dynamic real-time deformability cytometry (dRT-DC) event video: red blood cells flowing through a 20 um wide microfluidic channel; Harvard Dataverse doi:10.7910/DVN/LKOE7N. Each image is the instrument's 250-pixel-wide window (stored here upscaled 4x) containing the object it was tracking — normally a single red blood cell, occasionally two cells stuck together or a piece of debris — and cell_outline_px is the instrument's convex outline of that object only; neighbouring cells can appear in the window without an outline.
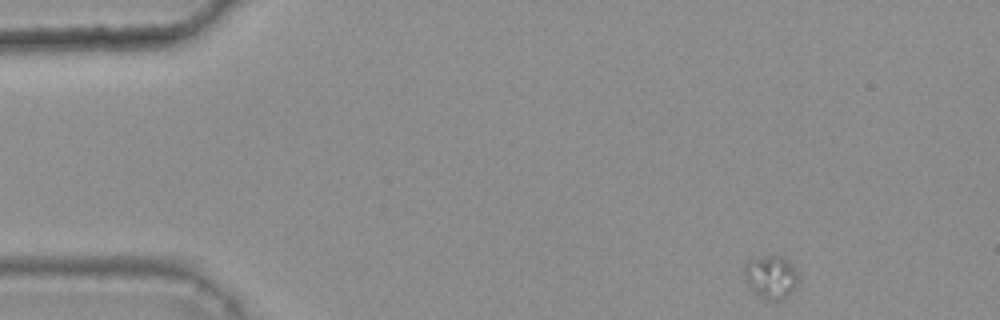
{"species": "common noctule bat (a hibernating species)", "species_latin": "Nyctalus noctula", "temperature_condition": "warm", "stored_images_in_passage": 41, "camera_frame_rate_fps": 3000, "um_per_image_px": 0.085, "animal": {"sex": "female", "body_mass_g": 25.1}, "frame": {"image": 1, "passage_image": 1, "time_ms": 0.0, "image_size_px": [1000, 320], "cell_outline_px": [[796, 284], [792, 292], [788, 296], [780, 300], [764, 300], [748, 284], [744, 272], [744, 264], [752, 260], [764, 256], [780, 256], [792, 264], [796, 272]], "centroid_in_image_um": [65.53, 23.56], "position_along_channel_um": 19.5, "area_um2": 13.12}}